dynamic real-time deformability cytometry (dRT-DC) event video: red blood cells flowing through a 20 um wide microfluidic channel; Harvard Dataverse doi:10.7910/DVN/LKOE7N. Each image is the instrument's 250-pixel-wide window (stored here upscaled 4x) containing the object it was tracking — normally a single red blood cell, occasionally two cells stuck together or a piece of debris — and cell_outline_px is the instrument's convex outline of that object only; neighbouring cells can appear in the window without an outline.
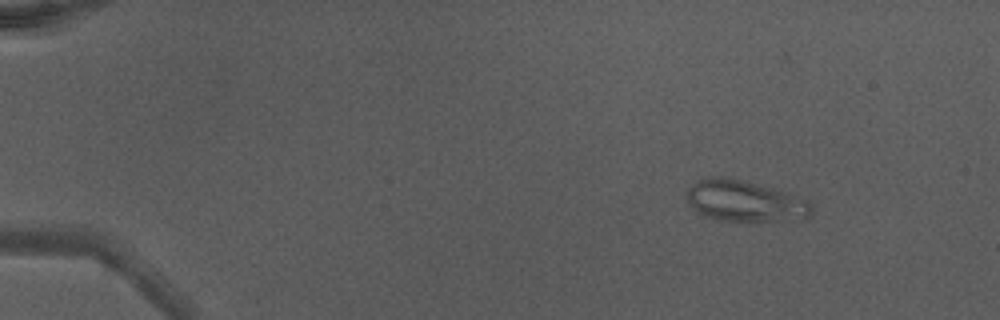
{"species": "Egyptian fruit bat (a non-hibernating species)", "species_latin": "Rousettus aegyptiacus", "temperature_condition": "warm", "stored_images_in_passage": 49, "camera_frame_rate_fps": 3000, "um_per_image_px": 0.085, "animal": {"sex": "male"}, "frame": {"image": 1, "passage_image": 7, "time_ms": 2.0, "image_size_px": [1000, 320], "cell_outline_px": [[812, 212], [808, 216], [800, 220], [720, 220], [704, 216], [696, 212], [688, 200], [688, 188], [700, 180], [708, 176], [724, 176], [772, 188], [808, 200], [812, 204]], "centroid_in_image_um": [63.31, 17.09], "position_along_channel_um": 21.7, "area_um2": 29.42}}
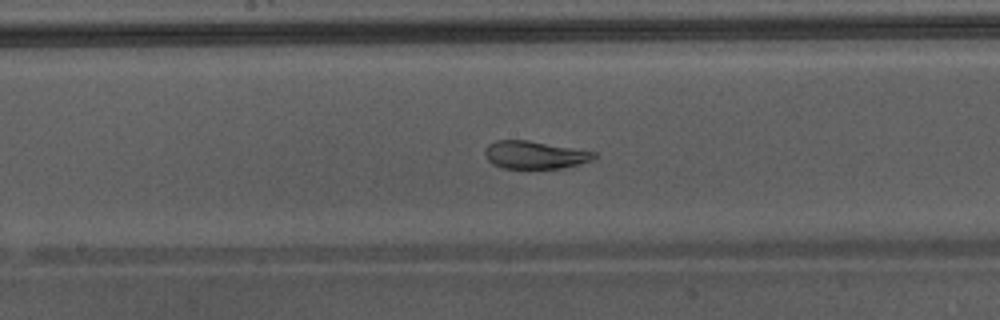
{"frame": {"image": 2, "passage_image": 28, "time_ms": 9.0, "image_size_px": [1000, 320], "cell_outline_px": [[596, 156], [592, 160], [560, 168], [504, 168], [492, 164], [484, 156], [484, 152], [488, 144], [496, 140], [528, 140], [596, 152]], "centroid_in_image_um": [45.41, 13.16], "position_along_channel_um": 202.8, "area_um2": 17.51}}
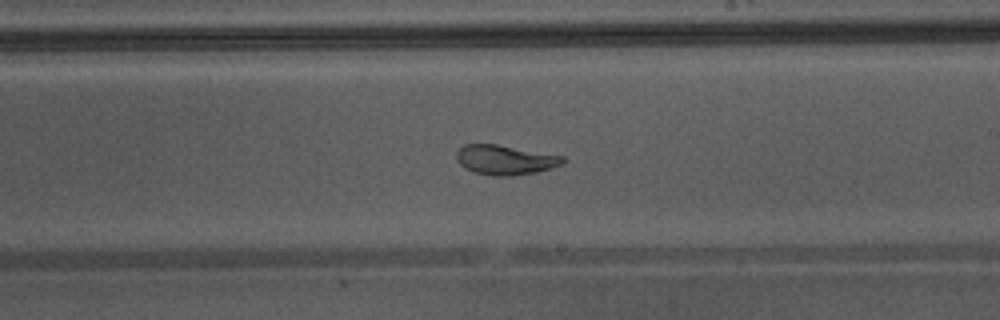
{"frame": {"image": 3, "passage_image": 31, "time_ms": 10.0, "image_size_px": [1000, 320], "cell_outline_px": [[568, 160], [564, 164], [536, 172], [512, 176], [492, 176], [472, 172], [464, 168], [456, 160], [456, 152], [464, 144], [496, 144], [564, 156]], "centroid_in_image_um": [42.94, 13.6], "position_along_channel_um": 246.1, "area_um2": 18.61}, "authors_computed_cell_mechanics": {"area_um2": 23.9292, "velocity_mm_per_s": 4.3513, "shape_relaxation_time_tau1_ms": 6.8391, "shape_relaxation_time_tau2_ms": 0.8737, "deformation_change_tau1": 0.2153, "deformation_change_tau2": 0.0549}}